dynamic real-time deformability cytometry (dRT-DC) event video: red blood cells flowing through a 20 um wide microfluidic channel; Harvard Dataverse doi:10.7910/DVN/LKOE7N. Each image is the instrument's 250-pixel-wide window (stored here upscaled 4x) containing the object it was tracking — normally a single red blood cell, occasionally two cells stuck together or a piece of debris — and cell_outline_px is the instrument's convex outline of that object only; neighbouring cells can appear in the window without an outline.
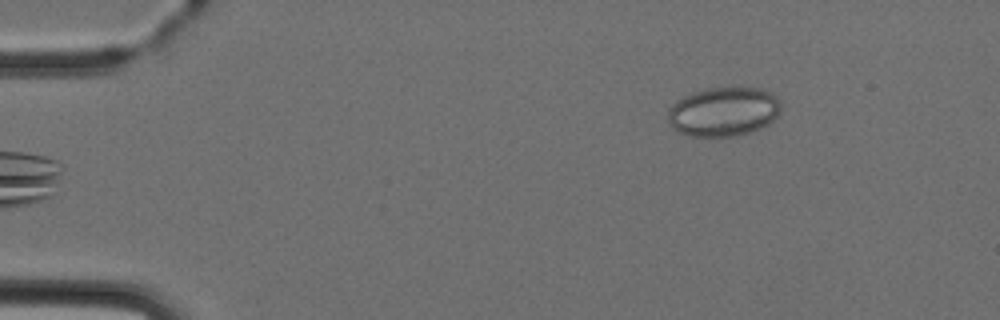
{"species": "Egyptian fruit bat (a non-hibernating species)", "species_latin": "Rousettus aegyptiacus", "temperature_condition": "cold", "stored_images_in_passage": 5, "camera_frame_rate_fps": 3000, "um_per_image_px": 0.085, "animal": {"sex": "female"}, "frame": {"image": 1, "passage_image": 5, "time_ms": 5.0, "image_size_px": [1000, 320], "cell_outline_px": [[780, 108], [776, 116], [768, 124], [760, 128], [736, 136], [688, 136], [672, 128], [668, 124], [668, 108], [672, 104], [684, 96], [708, 88], [760, 88], [772, 92], [780, 100]], "centroid_in_image_um": [61.49, 9.49], "position_along_channel_um": 23.5, "area_um2": 32.31}}